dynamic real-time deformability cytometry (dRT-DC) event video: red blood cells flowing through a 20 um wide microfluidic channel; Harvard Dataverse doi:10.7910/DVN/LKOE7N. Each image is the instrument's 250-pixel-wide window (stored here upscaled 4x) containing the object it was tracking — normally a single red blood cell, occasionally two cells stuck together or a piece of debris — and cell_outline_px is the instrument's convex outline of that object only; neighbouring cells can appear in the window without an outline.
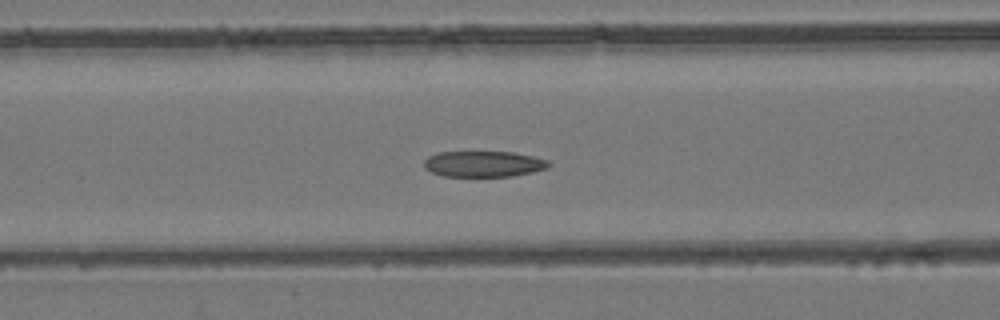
{"species": "common noctule bat (a hibernating species)", "species_latin": "Nyctalus noctula", "temperature_condition": "room temperature", "stored_images_in_passage": 55, "camera_frame_rate_fps": 3000, "um_per_image_px": 0.085, "animal": {"sex": "female", "body_mass_g": 24.6, "forearm_length_mm": 56.2}, "frame": {"image": 1, "passage_image": 23, "time_ms": 7.333, "image_size_px": [1000, 320], "cell_outline_px": [[552, 164], [548, 168], [532, 172], [512, 176], [444, 176], [432, 172], [424, 168], [424, 160], [428, 156], [436, 152], [512, 152], [532, 156], [548, 160]], "centroid_in_image_um": [41.1, 13.93], "position_along_channel_um": 125.5, "area_um2": 18.84}}
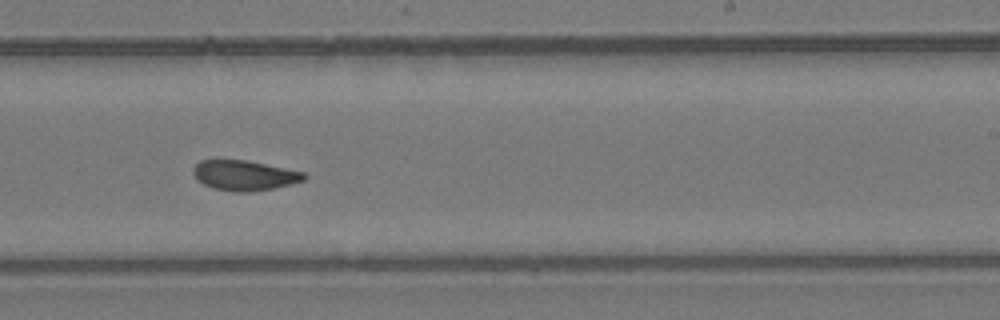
{"frame": {"image": 2, "passage_image": 34, "time_ms": 11.0, "image_size_px": [1000, 320], "cell_outline_px": [[308, 176], [304, 180], [272, 188], [248, 192], [236, 192], [212, 188], [196, 180], [192, 172], [192, 168], [200, 160], [212, 156], [248, 160], [304, 172]], "centroid_in_image_um": [20.66, 14.85], "position_along_channel_um": 268.3, "area_um2": 20.11}}
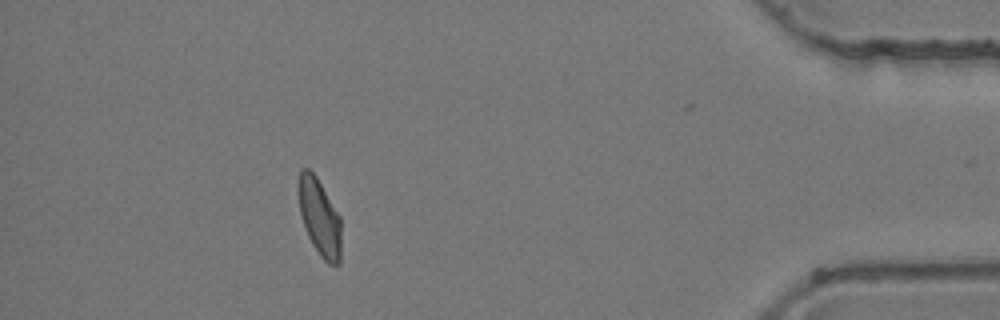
{"frame": {"image": 3, "passage_image": 49, "time_ms": 16.0, "image_size_px": [1000, 320], "cell_outline_px": [[340, 264], [328, 264], [320, 256], [312, 244], [308, 236], [300, 212], [296, 192], [296, 188], [300, 168], [308, 168], [316, 176], [340, 216]], "centroid_in_image_um": [27.12, 18.42], "position_along_channel_um": 408.1, "area_um2": 19.31}, "authors_computed_cell_mechanics": {"area_um2": 19.9988, "velocity_mm_per_s": 3.8992, "shape_relaxation_time_tau1_ms": null, "shape_relaxation_time_tau2_ms": 2.2105, "deformation_change_tau1": null, "deformation_change_tau2": 0.0747}}